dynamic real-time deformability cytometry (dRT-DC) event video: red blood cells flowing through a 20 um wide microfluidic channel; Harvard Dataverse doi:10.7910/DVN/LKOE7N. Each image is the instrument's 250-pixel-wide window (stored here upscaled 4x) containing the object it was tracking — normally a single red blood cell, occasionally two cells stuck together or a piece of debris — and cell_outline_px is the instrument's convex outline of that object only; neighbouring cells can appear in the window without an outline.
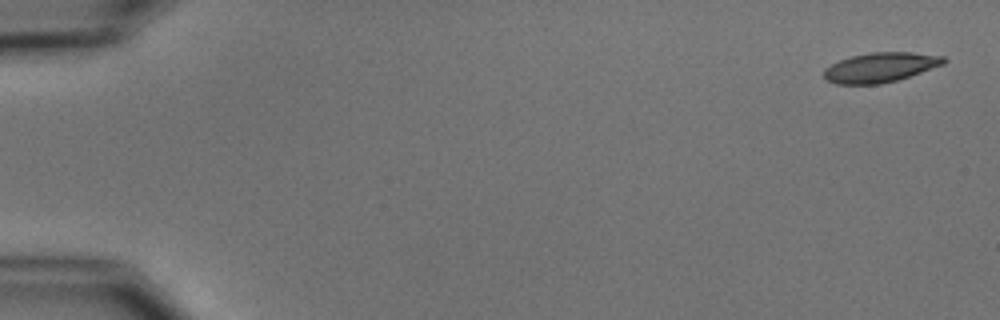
{"species": "common noctule bat (a hibernating species)", "species_latin": "Nyctalus noctula", "temperature_condition": "cold", "stored_images_in_passage": 5, "camera_frame_rate_fps": 3000, "um_per_image_px": 0.085, "animal": {"sex": "male", "body_mass_g": 15.6}, "frame": {"image": 1, "passage_image": 1, "time_ms": 0.0, "image_size_px": [1000, 320], "cell_outline_px": [[948, 60], [944, 64], [896, 80], [880, 84], [836, 84], [828, 80], [824, 76], [824, 68], [840, 60], [852, 56], [872, 52], [912, 52], [944, 56]], "centroid_in_image_um": [74.84, 5.72], "position_along_channel_um": 10.2, "area_um2": 20.52}}
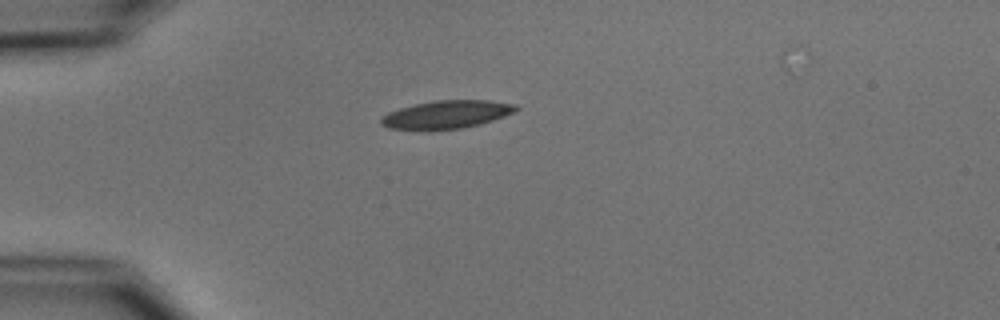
{"frame": {"image": 2, "passage_image": 5, "time_ms": 4.333, "image_size_px": [1000, 320], "cell_outline_px": [[520, 108], [504, 116], [480, 124], [460, 128], [428, 132], [424, 132], [388, 128], [380, 124], [380, 120], [388, 112], [412, 104], [432, 100], [492, 100], [516, 104]], "centroid_in_image_um": [37.9, 9.75], "position_along_channel_um": 47.1, "area_um2": 22.66}}